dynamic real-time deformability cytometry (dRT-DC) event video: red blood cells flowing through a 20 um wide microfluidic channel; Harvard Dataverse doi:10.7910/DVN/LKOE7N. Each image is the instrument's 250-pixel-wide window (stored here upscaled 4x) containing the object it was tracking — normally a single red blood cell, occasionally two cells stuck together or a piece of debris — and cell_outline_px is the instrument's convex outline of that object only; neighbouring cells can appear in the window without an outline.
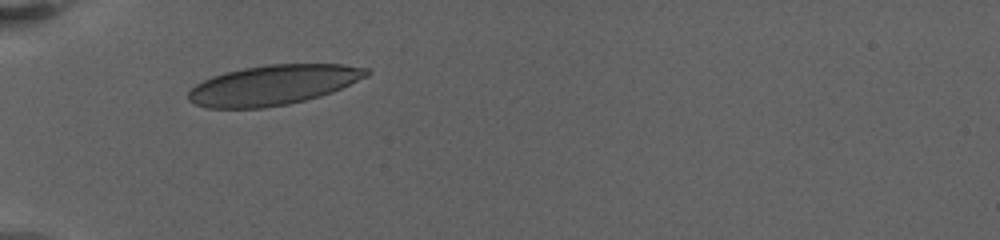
{"species": "human", "species_latin": "Homo sapiens", "temperature_condition": "warm", "stored_images_in_passage": 67, "camera_frame_rate_fps": 3000, "um_per_image_px": 0.085, "donor": {"sex": "female"}, "frame": {"image": 1, "passage_image": 1, "time_ms": 0.0, "image_size_px": [1000, 240], "cell_outline_px": [[372, 72], [368, 76], [332, 92], [320, 96], [288, 104], [260, 108], [208, 108], [196, 104], [188, 100], [188, 92], [196, 84], [212, 76], [244, 68], [268, 64], [344, 64], [368, 68]], "centroid_in_image_um": [23.25, 7.22], "position_along_channel_um": 61.7, "area_um2": 41.33}}
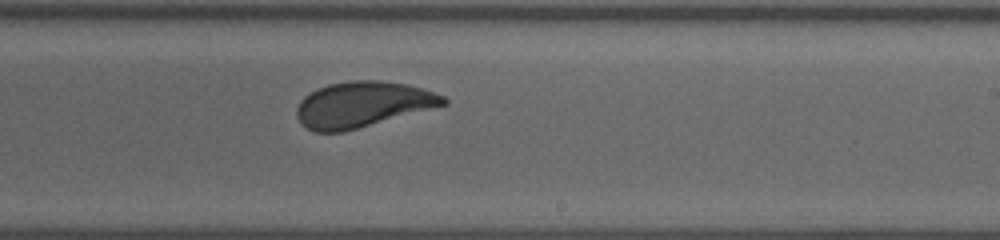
{"frame": {"image": 2, "passage_image": 29, "time_ms": 6.667, "image_size_px": [1000, 240], "cell_outline_px": [[448, 104], [344, 132], [316, 132], [308, 128], [300, 120], [296, 112], [296, 108], [300, 100], [304, 96], [328, 84], [352, 80], [380, 80], [408, 84], [444, 96], [448, 100]], "centroid_in_image_um": [30.83, 8.87], "position_along_channel_um": 258.2, "area_um2": 38.73}}
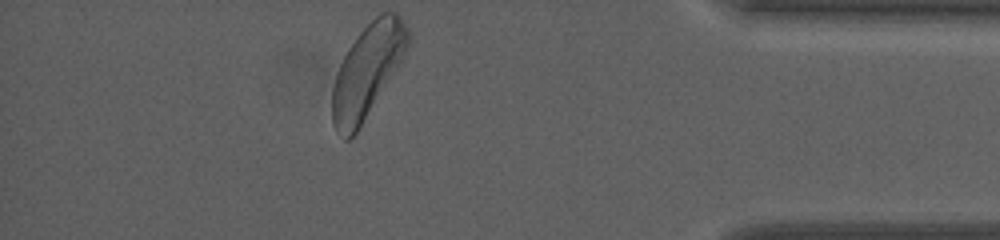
{"frame": {"image": 3, "passage_image": 65, "time_ms": 12.333, "image_size_px": [1000, 240], "cell_outline_px": [[408, 44], [400, 60], [356, 132], [348, 140], [344, 140], [336, 132], [332, 124], [332, 88], [340, 64], [348, 48], [360, 32], [376, 16], [384, 12], [396, 12], [400, 16], [408, 28]], "centroid_in_image_um": [31.17, 6.03], "position_along_channel_um": 404.0, "area_um2": 39.59}, "authors_computed_cell_mechanics": {"area_um2": 39.593, "velocity_mm_per_s": 3.1009, "shape_relaxation_time_tau1_ms": 8.2069, "shape_relaxation_time_tau2_ms": null, "deformation_change_tau1": 0.196, "deformation_change_tau2": null}}